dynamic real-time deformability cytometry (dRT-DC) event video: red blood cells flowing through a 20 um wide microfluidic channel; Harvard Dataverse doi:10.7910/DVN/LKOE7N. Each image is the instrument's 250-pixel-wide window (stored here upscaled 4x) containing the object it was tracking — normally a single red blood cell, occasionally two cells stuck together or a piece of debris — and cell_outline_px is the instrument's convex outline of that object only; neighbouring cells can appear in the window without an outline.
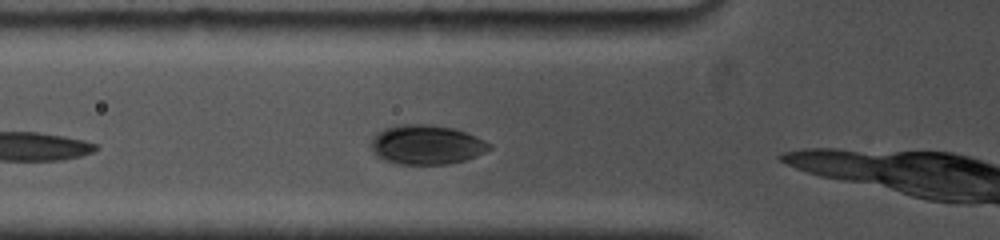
{"species": "common noctule bat (a hibernating species)", "species_latin": "Nyctalus noctula", "temperature_condition": "cold", "stored_images_in_passage": 9, "camera_frame_rate_fps": 5000, "um_per_image_px": 0.085, "animal": {"sex": "female", "body_mass_g": 19.0, "forearm_length_mm": 53.3}, "frame": {"image": 1, "passage_image": 2, "time_ms": 0.4, "image_size_px": [1000, 240], "cell_outline_px": [[492, 148], [476, 156], [464, 160], [448, 164], [396, 164], [384, 160], [376, 156], [368, 148], [368, 144], [372, 136], [376, 132], [384, 128], [400, 124], [428, 124], [456, 128], [476, 136], [492, 144]], "centroid_in_image_um": [36.19, 12.29], "position_along_channel_um": 89.6, "area_um2": 27.74}}